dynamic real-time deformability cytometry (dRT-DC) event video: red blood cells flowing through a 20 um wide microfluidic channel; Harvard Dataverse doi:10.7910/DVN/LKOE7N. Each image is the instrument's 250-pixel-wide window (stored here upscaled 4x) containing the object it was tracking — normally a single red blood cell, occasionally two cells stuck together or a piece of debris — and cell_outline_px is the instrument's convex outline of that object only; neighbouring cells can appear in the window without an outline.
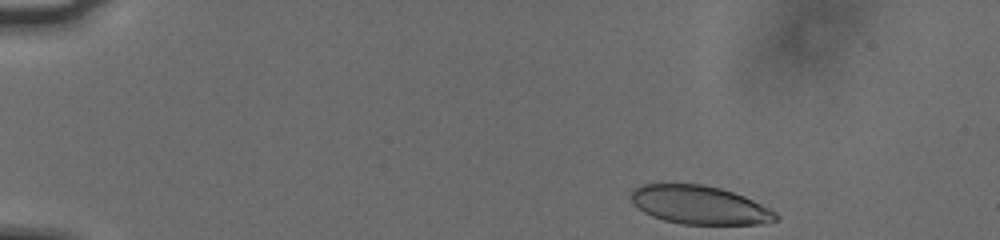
{"species": "human", "species_latin": "Homo sapiens", "temperature_condition": "cold", "stored_images_in_passage": 41, "camera_frame_rate_fps": 3000, "um_per_image_px": 0.085, "donor": {"sex": "male"}, "frame": {"image": 1, "passage_image": 1, "time_ms": 0.0, "image_size_px": [1000, 240], "cell_outline_px": [[780, 216], [776, 220], [768, 224], [680, 224], [664, 220], [652, 216], [644, 212], [628, 196], [632, 188], [644, 184], [704, 184], [720, 188], [744, 196], [772, 208]], "centroid_in_image_um": [59.5, 17.42], "position_along_channel_um": 25.5, "area_um2": 32.71}}
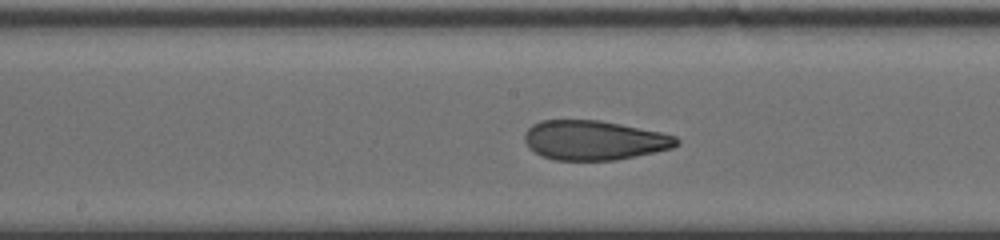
{"frame": {"image": 2, "passage_image": 23, "time_ms": 7.333, "image_size_px": [1000, 240], "cell_outline_px": [[680, 144], [672, 148], [636, 156], [616, 160], [556, 160], [540, 156], [524, 140], [524, 132], [532, 124], [540, 120], [600, 120], [660, 132], [676, 136], [680, 140]], "centroid_in_image_um": [50.51, 11.92], "position_along_channel_um": 197.7, "area_um2": 34.97}}
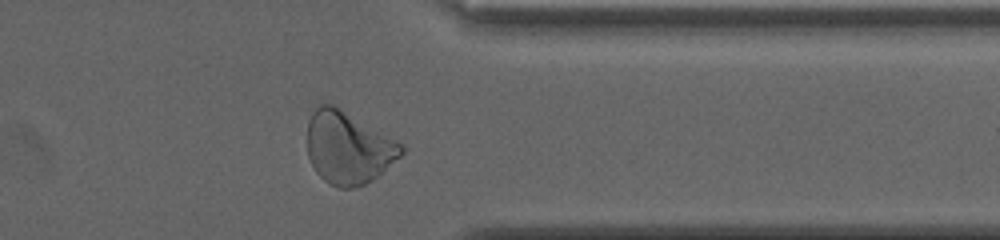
{"frame": {"image": 3, "passage_image": 38, "time_ms": 12.333, "image_size_px": [1000, 240], "cell_outline_px": [[404, 152], [400, 156], [372, 180], [364, 184], [352, 188], [340, 188], [324, 180], [316, 172], [308, 156], [308, 120], [312, 112], [320, 104], [332, 104], [404, 144]], "centroid_in_image_um": [29.59, 12.55], "position_along_channel_um": 381.8, "area_um2": 39.19}, "authors_computed_cell_mechanics": {"area_um2": 35.3736, "velocity_mm_per_s": 3.7573, "shape_relaxation_time_tau1_ms": 7.7569, "shape_relaxation_time_tau2_ms": 1.3344, "deformation_change_tau1": 0.2151, "deformation_change_tau2": 0.0894}}